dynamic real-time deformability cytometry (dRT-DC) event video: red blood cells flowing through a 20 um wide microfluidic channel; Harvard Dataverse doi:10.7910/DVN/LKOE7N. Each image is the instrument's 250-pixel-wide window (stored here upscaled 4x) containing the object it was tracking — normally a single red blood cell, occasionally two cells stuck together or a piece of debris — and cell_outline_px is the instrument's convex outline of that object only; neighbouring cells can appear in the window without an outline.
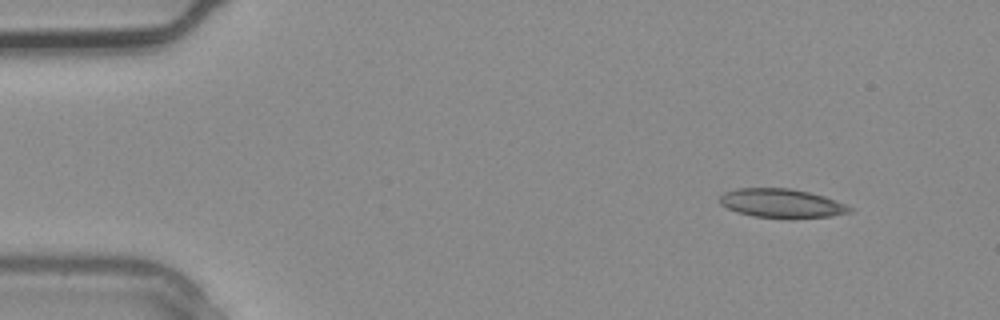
{"species": "common noctule bat (a hibernating species)", "species_latin": "Nyctalus noctula", "temperature_condition": "warm", "stored_images_in_passage": 3, "camera_frame_rate_fps": 3000, "um_per_image_px": 0.085, "animal": {"sex": "male", "body_mass_g": 20.4}, "frame": {"image": 1, "passage_image": 1, "time_ms": 0.0, "image_size_px": [1000, 320], "cell_outline_px": [[852, 212], [832, 216], [792, 220], [752, 216], [736, 212], [720, 204], [720, 196], [724, 192], [736, 188], [788, 188], [808, 192], [824, 196], [844, 204], [852, 208]], "centroid_in_image_um": [66.43, 17.31], "position_along_channel_um": 18.6, "area_um2": 22.31}}